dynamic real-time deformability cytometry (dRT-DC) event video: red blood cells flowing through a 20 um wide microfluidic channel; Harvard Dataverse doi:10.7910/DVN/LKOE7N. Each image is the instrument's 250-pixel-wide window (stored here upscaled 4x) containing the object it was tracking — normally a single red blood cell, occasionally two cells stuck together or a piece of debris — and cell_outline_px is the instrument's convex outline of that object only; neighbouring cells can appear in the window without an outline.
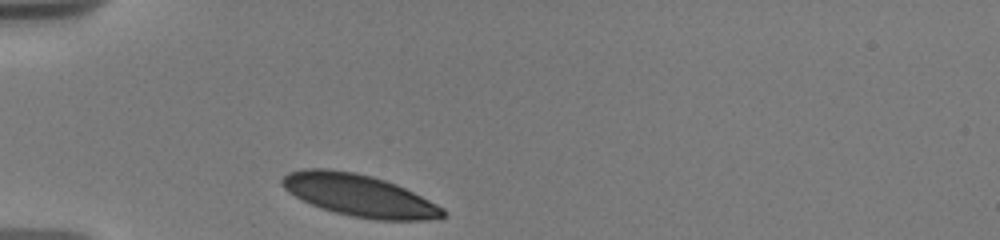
{"species": "human", "species_latin": "Homo sapiens", "temperature_condition": "warm", "stored_images_in_passage": 8, "camera_frame_rate_fps": 3000, "um_per_image_px": 0.085, "donor": {"sex": "male"}, "frame": {"image": 1, "passage_image": 1, "time_ms": 0.0, "image_size_px": [1000, 240], "cell_outline_px": [[448, 212], [440, 220], [376, 220], [352, 216], [320, 208], [288, 192], [280, 184], [280, 180], [288, 172], [308, 168], [324, 168], [352, 172], [372, 176], [396, 184], [444, 208]], "centroid_in_image_um": [30.55, 16.62], "position_along_channel_um": 54.4, "area_um2": 39.19}}
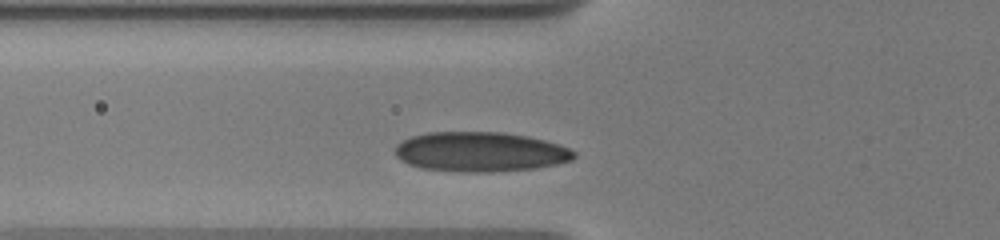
{"frame": {"image": 2, "passage_image": 6, "time_ms": 1.333, "image_size_px": [1000, 240], "cell_outline_px": [[576, 156], [572, 160], [556, 164], [536, 168], [492, 172], [464, 172], [424, 168], [408, 164], [400, 160], [396, 156], [396, 144], [412, 136], [428, 132], [504, 132], [528, 136], [560, 144], [576, 152]], "centroid_in_image_um": [40.85, 12.9], "position_along_channel_um": 85.0, "area_um2": 41.5}}